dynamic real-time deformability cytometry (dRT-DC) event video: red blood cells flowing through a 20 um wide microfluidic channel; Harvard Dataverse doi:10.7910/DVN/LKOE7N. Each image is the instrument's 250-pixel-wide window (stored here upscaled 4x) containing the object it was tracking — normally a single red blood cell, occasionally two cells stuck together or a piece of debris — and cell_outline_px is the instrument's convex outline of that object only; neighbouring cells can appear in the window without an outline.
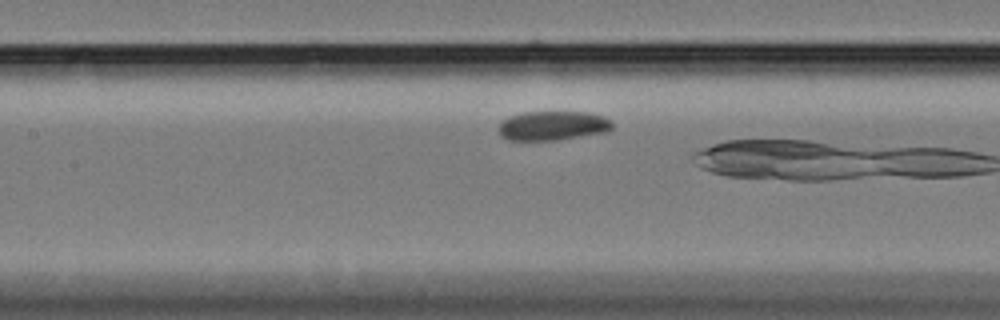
{"species": "Egyptian fruit bat (a non-hibernating species)", "species_latin": "Rousettus aegyptiacus", "temperature_condition": "cold", "stored_images_in_passage": 17, "camera_frame_rate_fps": 3000, "um_per_image_px": 0.085, "animal": {"sex": "female"}, "frame": {"image": 1, "passage_image": 15, "time_ms": 4.667, "image_size_px": [1000, 320], "cell_outline_px": [[612, 128], [608, 132], [556, 140], [508, 140], [500, 136], [500, 124], [508, 116], [524, 112], [588, 112], [604, 116], [612, 120]], "centroid_in_image_um": [47.02, 10.68], "position_along_channel_um": 160.4, "area_um2": 19.48}}